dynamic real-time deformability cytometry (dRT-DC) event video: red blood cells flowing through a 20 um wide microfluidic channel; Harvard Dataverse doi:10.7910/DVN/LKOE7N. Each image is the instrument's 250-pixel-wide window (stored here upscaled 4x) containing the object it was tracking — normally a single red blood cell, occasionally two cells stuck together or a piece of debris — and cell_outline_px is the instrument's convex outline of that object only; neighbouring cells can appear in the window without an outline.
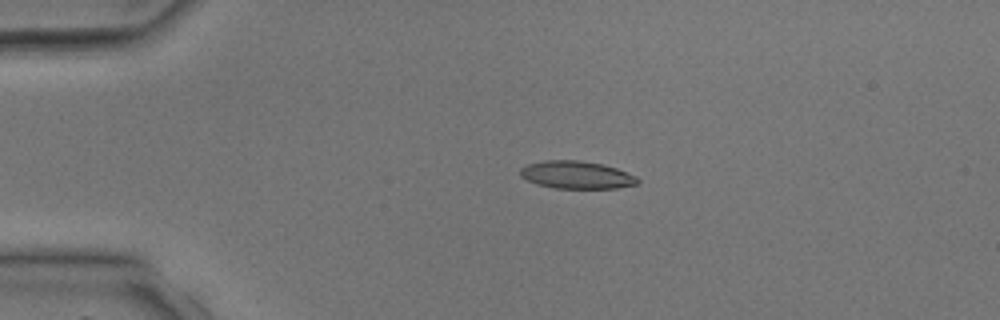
{"species": "common noctule bat (a hibernating species)", "species_latin": "Nyctalus noctula", "temperature_condition": "room temperature", "stored_images_in_passage": 3, "camera_frame_rate_fps": 3000, "um_per_image_px": 0.085, "animal": {"sex": "male", "body_mass_g": 17.9, "forearm_length_mm": 54.2}, "frame": {"image": 1, "passage_image": 3, "time_ms": 2.333, "image_size_px": [1000, 320], "cell_outline_px": [[640, 180], [636, 184], [616, 188], [556, 188], [536, 184], [520, 176], [520, 168], [528, 164], [544, 160], [580, 160], [604, 164], [616, 168], [636, 176]], "centroid_in_image_um": [49.0, 14.86], "position_along_channel_um": 36.0, "area_um2": 18.9}}